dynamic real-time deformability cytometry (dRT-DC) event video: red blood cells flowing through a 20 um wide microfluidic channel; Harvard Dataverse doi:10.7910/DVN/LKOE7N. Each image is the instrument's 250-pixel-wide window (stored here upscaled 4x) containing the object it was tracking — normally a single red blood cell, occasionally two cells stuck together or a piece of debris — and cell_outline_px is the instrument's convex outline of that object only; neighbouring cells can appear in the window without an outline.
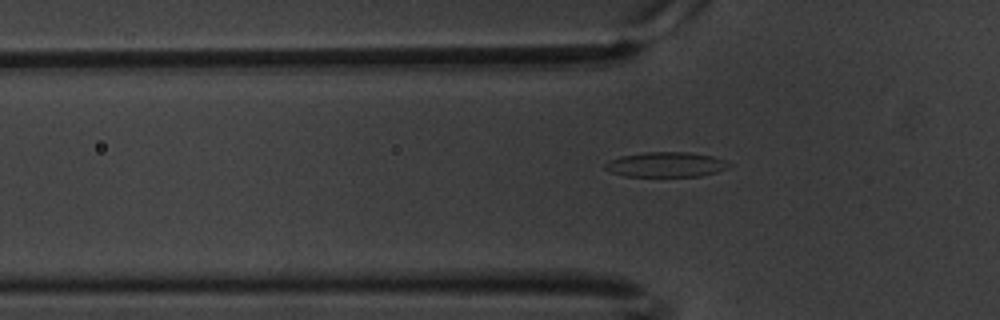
{"species": "common noctule bat (a hibernating species)", "species_latin": "Nyctalus noctula", "temperature_condition": "warm", "stored_images_in_passage": 40, "camera_frame_rate_fps": 3000, "um_per_image_px": 0.085, "animal": {"sex": "male", "body_mass_g": 20.1, "forearm_length_mm": 53.5}, "frame": {"image": 1, "passage_image": 4, "time_ms": 1.0, "image_size_px": [1000, 320], "cell_outline_px": [[732, 164], [728, 168], [716, 172], [700, 176], [624, 176], [612, 172], [604, 168], [604, 164], [608, 160], [620, 156], [644, 152], [688, 152], [712, 156], [728, 160]], "centroid_in_image_um": [56.62, 13.98], "position_along_channel_um": 69.2, "area_um2": 18.15}}
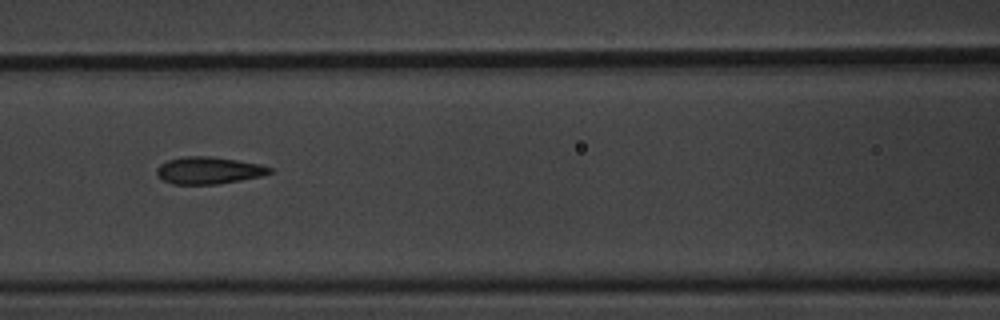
{"frame": {"image": 2, "passage_image": 11, "time_ms": 3.333, "image_size_px": [1000, 320], "cell_outline_px": [[272, 172], [260, 176], [240, 180], [216, 184], [172, 184], [164, 180], [156, 172], [156, 168], [160, 164], [168, 160], [184, 156], [212, 156], [260, 164], [272, 168]], "centroid_in_image_um": [17.72, 14.48], "position_along_channel_um": 148.9, "area_um2": 17.69}}
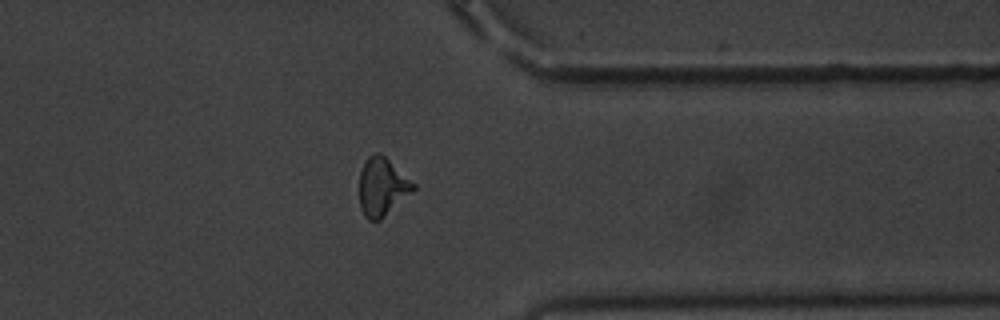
{"frame": {"image": 3, "passage_image": 32, "time_ms": 10.333, "image_size_px": [1000, 320], "cell_outline_px": [[416, 188], [380, 220], [368, 220], [364, 216], [360, 208], [360, 172], [368, 156], [376, 152], [380, 152], [416, 184]], "centroid_in_image_um": [32.48, 15.87], "position_along_channel_um": 378.9, "area_um2": 18.09}}